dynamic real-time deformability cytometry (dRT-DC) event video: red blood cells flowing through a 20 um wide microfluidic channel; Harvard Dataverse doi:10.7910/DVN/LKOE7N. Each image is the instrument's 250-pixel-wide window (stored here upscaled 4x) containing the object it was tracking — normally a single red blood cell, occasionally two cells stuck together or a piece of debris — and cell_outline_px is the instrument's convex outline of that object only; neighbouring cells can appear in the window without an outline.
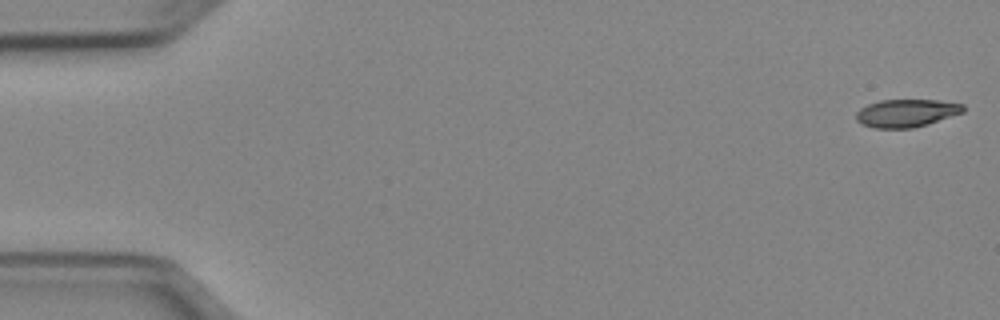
{"species": "Egyptian fruit bat (a non-hibernating species)", "species_latin": "Rousettus aegyptiacus", "temperature_condition": "cold", "stored_images_in_passage": 12, "camera_frame_rate_fps": 3000, "um_per_image_px": 0.085, "animal": {"sex": "female"}, "frame": {"image": 1, "passage_image": 1, "time_ms": 0.0, "image_size_px": [1000, 320], "cell_outline_px": [[964, 112], [928, 124], [912, 128], [872, 128], [860, 124], [856, 120], [856, 112], [860, 108], [868, 104], [880, 100], [940, 100], [964, 104]], "centroid_in_image_um": [77.02, 9.61], "position_along_channel_um": 8.0, "area_um2": 17.51}}